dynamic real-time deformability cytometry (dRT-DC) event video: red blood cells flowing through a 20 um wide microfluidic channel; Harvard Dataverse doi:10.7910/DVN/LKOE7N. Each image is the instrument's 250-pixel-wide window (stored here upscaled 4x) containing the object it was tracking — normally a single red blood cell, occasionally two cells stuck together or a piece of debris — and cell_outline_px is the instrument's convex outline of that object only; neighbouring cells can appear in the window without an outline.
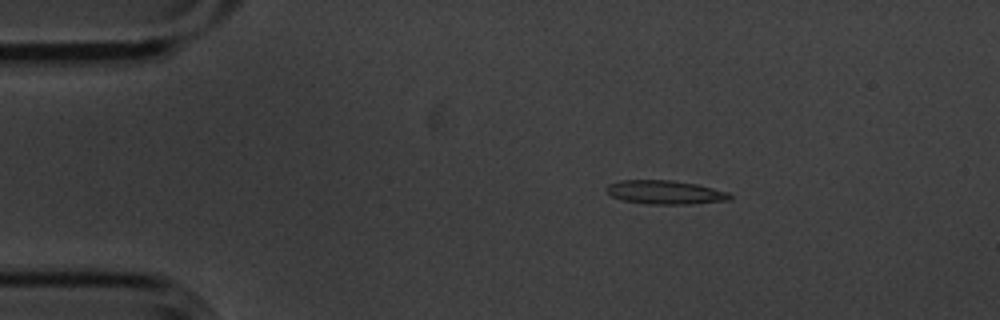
{"species": "common noctule bat (a hibernating species)", "species_latin": "Nyctalus noctula", "temperature_condition": "cold", "stored_images_in_passage": 5, "camera_frame_rate_fps": 3000, "um_per_image_px": 0.085, "animal": {"sex": "male", "body_mass_g": 20.1, "forearm_length_mm": 53.5}, "frame": {"image": 1, "passage_image": 2, "time_ms": 0.333, "image_size_px": [1000, 320], "cell_outline_px": [[732, 200], [692, 204], [648, 204], [624, 200], [612, 196], [604, 188], [608, 184], [620, 180], [672, 180], [696, 184], [728, 192], [732, 196]], "centroid_in_image_um": [56.55, 16.34], "position_along_channel_um": 28.5, "area_um2": 17.11}}
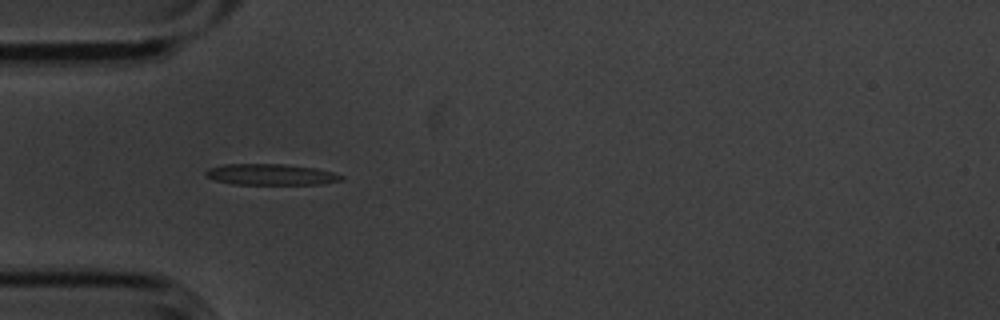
{"frame": {"image": 2, "passage_image": 4, "time_ms": 1.0, "image_size_px": [1000, 320], "cell_outline_px": [[344, 180], [320, 184], [232, 184], [216, 180], [204, 176], [204, 172], [208, 168], [224, 164], [284, 164], [316, 168], [332, 172], [344, 176]], "centroid_in_image_um": [23.01, 14.83], "position_along_channel_um": 62.0, "area_um2": 16.7}}
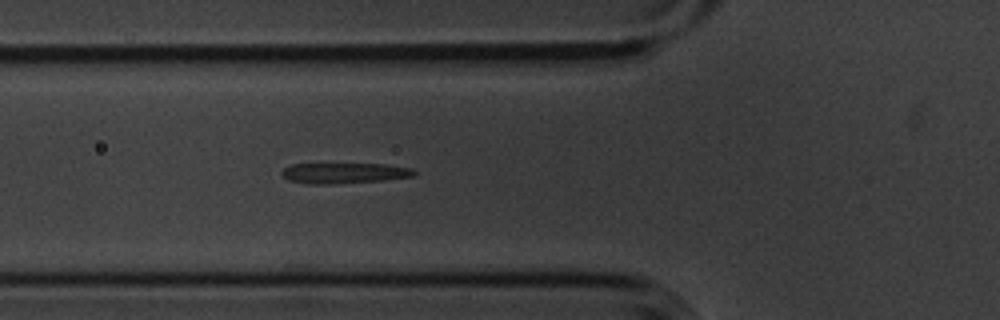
{"frame": {"image": 3, "passage_image": 5, "time_ms": 1.333, "image_size_px": [1000, 320], "cell_outline_px": [[416, 172], [412, 176], [384, 180], [336, 184], [308, 184], [288, 180], [280, 172], [284, 168], [292, 164], [384, 164], [412, 168]], "centroid_in_image_um": [29.23, 14.71], "position_along_channel_um": 96.6, "area_um2": 15.84}}